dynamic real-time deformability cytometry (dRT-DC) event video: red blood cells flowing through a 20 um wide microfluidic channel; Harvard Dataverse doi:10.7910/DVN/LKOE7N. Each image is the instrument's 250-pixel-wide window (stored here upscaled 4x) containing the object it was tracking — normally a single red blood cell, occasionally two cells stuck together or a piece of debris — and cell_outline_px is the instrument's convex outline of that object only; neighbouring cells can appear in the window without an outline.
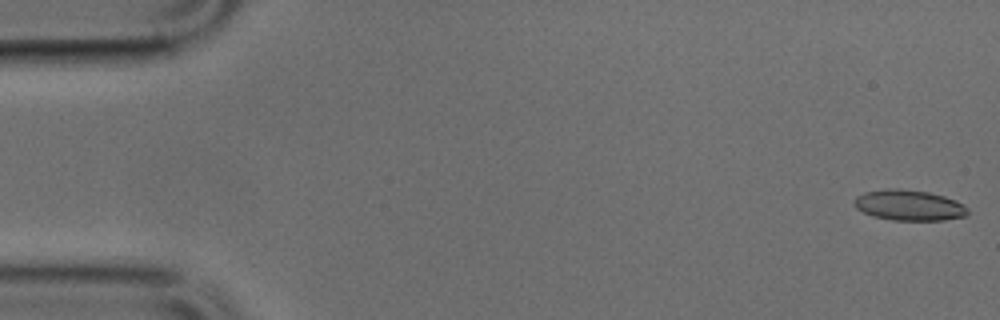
{"species": "common noctule bat (a hibernating species)", "species_latin": "Nyctalus noctula", "temperature_condition": "cold", "stored_images_in_passage": 6, "camera_frame_rate_fps": 3000, "um_per_image_px": 0.085, "animal": {"sex": "male", "body_mass_g": 17.9, "forearm_length_mm": 54.2}, "frame": {"image": 1, "passage_image": 1, "time_ms": 0.0, "image_size_px": [1000, 320], "cell_outline_px": [[968, 212], [964, 216], [944, 220], [892, 220], [872, 216], [856, 208], [852, 200], [856, 196], [864, 192], [892, 188], [896, 188], [928, 192], [944, 196], [956, 200], [964, 204], [968, 208]], "centroid_in_image_um": [77.25, 17.44], "position_along_channel_um": 7.7, "area_um2": 20.29}}